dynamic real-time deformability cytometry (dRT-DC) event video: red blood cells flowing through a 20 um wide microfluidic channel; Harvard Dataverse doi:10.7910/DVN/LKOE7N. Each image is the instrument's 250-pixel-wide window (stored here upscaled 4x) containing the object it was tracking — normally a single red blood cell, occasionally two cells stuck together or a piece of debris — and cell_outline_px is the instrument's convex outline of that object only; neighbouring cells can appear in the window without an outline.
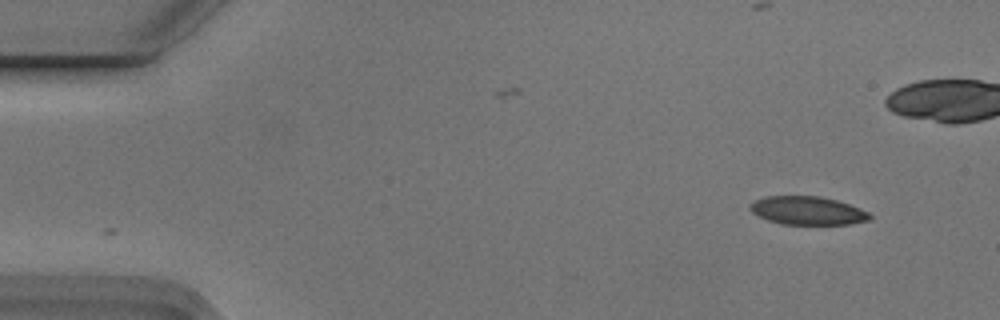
{"species": "Egyptian fruit bat (a non-hibernating species)", "species_latin": "Rousettus aegyptiacus", "temperature_condition": "cold", "stored_images_in_passage": 3, "camera_frame_rate_fps": 3000, "um_per_image_px": 0.085, "animal": {"sex": "male"}, "frame": {"image": 1, "passage_image": 3, "time_ms": 0.667, "image_size_px": [1000, 320], "cell_outline_px": [[872, 220], [852, 224], [780, 224], [768, 220], [752, 212], [748, 208], [748, 204], [764, 196], [820, 196], [836, 200], [860, 208], [868, 212], [872, 216]], "centroid_in_image_um": [68.65, 17.9], "position_along_channel_um": 16.3, "area_um2": 19.88}}